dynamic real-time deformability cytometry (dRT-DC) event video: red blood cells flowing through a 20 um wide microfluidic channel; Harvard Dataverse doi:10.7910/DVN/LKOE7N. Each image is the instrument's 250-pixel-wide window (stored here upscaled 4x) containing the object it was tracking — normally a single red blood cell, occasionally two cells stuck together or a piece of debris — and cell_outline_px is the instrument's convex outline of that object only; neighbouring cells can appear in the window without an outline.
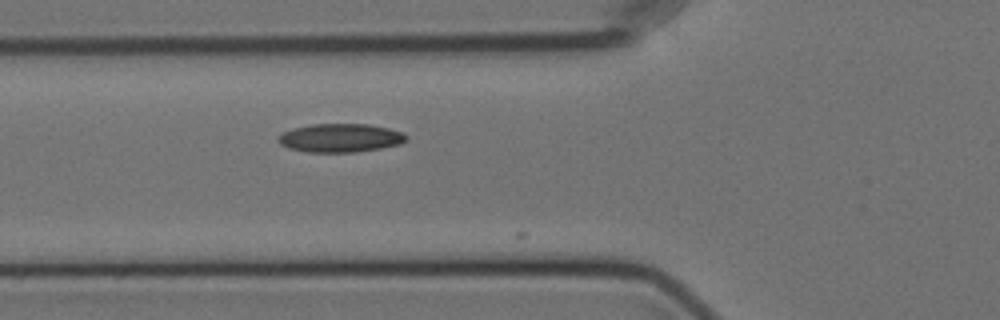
{"species": "Egyptian fruit bat (a non-hibernating species)", "species_latin": "Rousettus aegyptiacus", "temperature_condition": "cold", "stored_images_in_passage": 5, "camera_frame_rate_fps": 3000, "um_per_image_px": 0.085, "animal": {"sex": "female"}, "frame": {"image": 1, "passage_image": 3, "time_ms": 0.667, "image_size_px": [1000, 320], "cell_outline_px": [[408, 136], [400, 144], [380, 148], [356, 152], [308, 152], [288, 148], [280, 144], [276, 140], [276, 136], [292, 128], [312, 124], [368, 124], [388, 128], [404, 132]], "centroid_in_image_um": [28.89, 11.72], "position_along_channel_um": 96.9, "area_um2": 21.39}}